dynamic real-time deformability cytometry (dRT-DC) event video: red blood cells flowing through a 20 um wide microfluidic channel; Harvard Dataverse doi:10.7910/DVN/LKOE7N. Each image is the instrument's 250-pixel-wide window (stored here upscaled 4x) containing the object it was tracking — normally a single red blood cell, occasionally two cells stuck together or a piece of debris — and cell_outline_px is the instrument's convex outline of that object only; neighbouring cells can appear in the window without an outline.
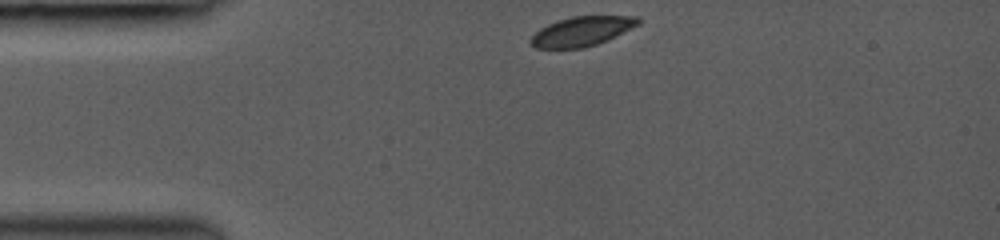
{"species": "common noctule bat (a hibernating species)", "species_latin": "Nyctalus noctula", "temperature_condition": "room temperature", "stored_images_in_passage": 37, "camera_frame_rate_fps": 3000, "um_per_image_px": 0.085, "animal": {"sex": "female", "body_mass_g": 19.0, "forearm_length_mm": 53.3}, "frame": {"image": 1, "passage_image": 1, "time_ms": 0.0, "image_size_px": [1000, 240], "cell_outline_px": [[640, 24], [608, 40], [584, 48], [536, 48], [528, 40], [540, 28], [556, 20], [572, 16], [640, 16]], "centroid_in_image_um": [49.47, 2.65], "position_along_channel_um": 35.5, "area_um2": 18.55}}
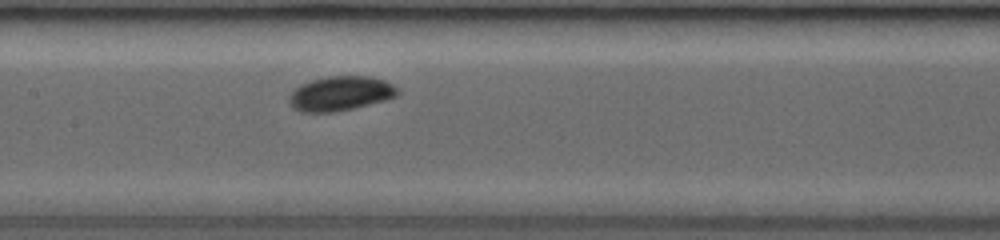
{"frame": {"image": 2, "passage_image": 16, "time_ms": 4.333, "image_size_px": [1000, 240], "cell_outline_px": [[400, 92], [396, 96], [384, 100], [336, 112], [300, 112], [292, 108], [288, 100], [288, 96], [300, 84], [312, 80], [328, 76], [372, 76], [384, 80], [392, 84]], "centroid_in_image_um": [28.9, 7.95], "position_along_channel_um": 178.5, "area_um2": 21.79}}
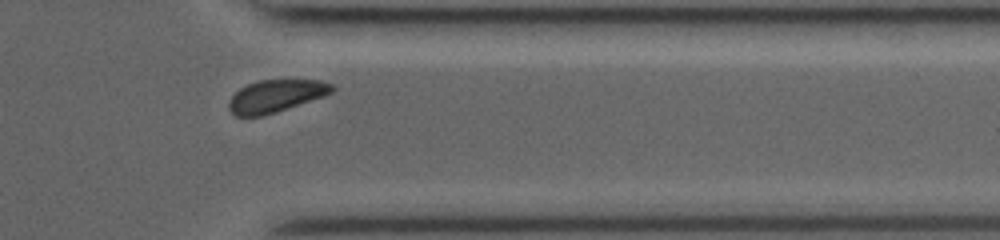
{"frame": {"image": 3, "passage_image": 33, "time_ms": 9.333, "image_size_px": [1000, 240], "cell_outline_px": [[336, 88], [332, 92], [324, 96], [276, 112], [260, 116], [236, 116], [228, 108], [228, 100], [240, 88], [248, 84], [260, 80], [320, 80], [332, 84]], "centroid_in_image_um": [23.45, 8.15], "position_along_channel_um": 388.0, "area_um2": 19.36}, "authors_computed_cell_mechanics": {"area_um2": 20.6346, "velocity_mm_per_s": 4.1718, "shape_relaxation_time_tau1_ms": 1.1697, "shape_relaxation_time_tau2_ms": null, "deformation_change_tau1": 0.0685, "deformation_change_tau2": null}}